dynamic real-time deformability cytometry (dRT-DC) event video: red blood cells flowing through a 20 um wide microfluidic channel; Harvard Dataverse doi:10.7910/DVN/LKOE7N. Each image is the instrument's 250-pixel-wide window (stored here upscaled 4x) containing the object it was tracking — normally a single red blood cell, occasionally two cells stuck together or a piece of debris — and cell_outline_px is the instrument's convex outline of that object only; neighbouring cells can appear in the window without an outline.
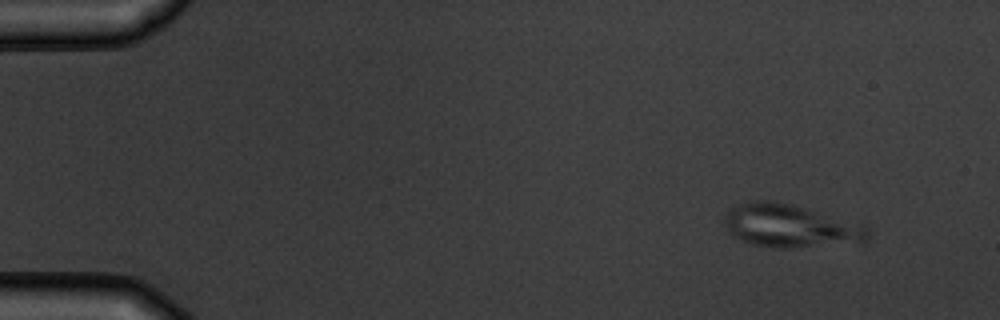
{"species": "common noctule bat (a hibernating species)", "species_latin": "Nyctalus noctula", "temperature_condition": "warm", "stored_images_in_passage": 4, "camera_frame_rate_fps": 3000, "um_per_image_px": 0.085, "animal": {"sex": "male", "body_mass_g": 19.5, "forearm_length_mm": 54.6}, "frame": {"image": 1, "passage_image": 1, "time_ms": 0.0, "image_size_px": [1000, 320], "cell_outline_px": [[868, 244], [788, 248], [772, 248], [752, 244], [728, 232], [724, 224], [724, 216], [732, 208], [740, 204], [752, 200], [768, 200], [792, 204], [868, 228]], "centroid_in_image_um": [67.18, 19.24], "position_along_channel_um": 17.8, "area_um2": 35.84}}